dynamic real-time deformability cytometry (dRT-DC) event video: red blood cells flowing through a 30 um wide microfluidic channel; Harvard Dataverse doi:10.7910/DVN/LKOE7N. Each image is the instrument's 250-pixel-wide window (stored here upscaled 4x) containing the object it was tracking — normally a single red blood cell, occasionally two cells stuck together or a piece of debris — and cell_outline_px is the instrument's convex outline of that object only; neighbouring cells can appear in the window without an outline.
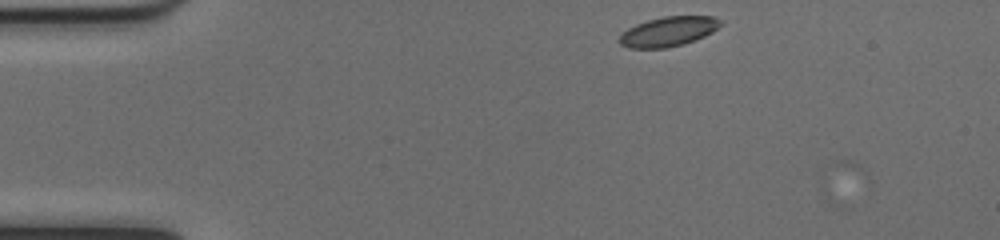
{"species": "common noctule bat (a hibernating species)", "species_latin": "Nyctalus noctula", "temperature_condition": "cold", "stored_images_in_passage": 3, "camera_frame_rate_fps": 3000, "um_per_image_px": 0.085, "animal": {"sex": "female", "body_mass_g": 17.0, "forearm_length_mm": 48.0}, "frame": {"image": 1, "passage_image": 1, "time_ms": 0.0, "image_size_px": [1000, 240], "cell_outline_px": [[724, 24], [712, 32], [696, 40], [684, 44], [664, 48], [628, 48], [620, 44], [620, 36], [628, 28], [636, 24], [648, 20], [664, 16], [712, 16], [720, 20]], "centroid_in_image_um": [56.84, 2.68], "position_along_channel_um": 28.2, "area_um2": 17.46}}